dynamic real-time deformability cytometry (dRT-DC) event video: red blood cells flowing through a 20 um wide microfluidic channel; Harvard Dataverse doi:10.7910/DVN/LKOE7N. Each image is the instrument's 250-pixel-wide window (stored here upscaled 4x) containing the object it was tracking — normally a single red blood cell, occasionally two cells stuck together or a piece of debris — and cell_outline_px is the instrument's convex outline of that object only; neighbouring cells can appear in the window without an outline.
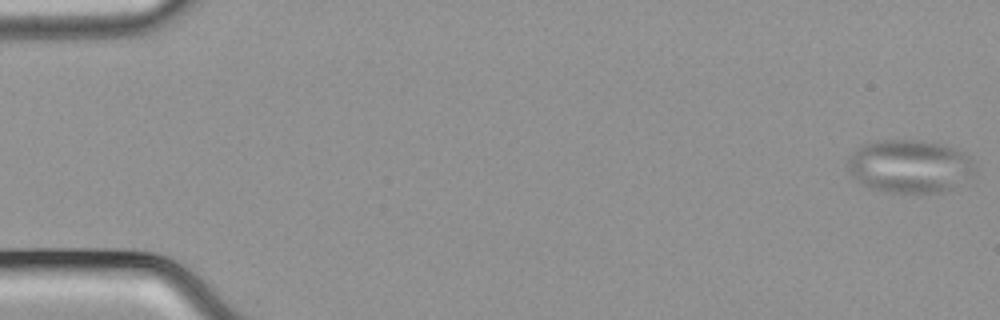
{"species": "common noctule bat (a hibernating species)", "species_latin": "Nyctalus noctula", "temperature_condition": "cold", "stored_images_in_passage": 55, "camera_frame_rate_fps": 3000, "um_per_image_px": 0.085, "animal": {"sex": "male", "body_mass_g": 21.5, "forearm_length_mm": 52.0}, "frame": {"image": 1, "passage_image": 1, "time_ms": 0.0, "image_size_px": [1000, 320], "cell_outline_px": [[976, 168], [972, 172], [952, 188], [940, 192], [888, 192], [872, 188], [864, 184], [852, 176], [848, 172], [848, 160], [856, 148], [860, 144], [876, 140], [920, 140], [940, 144], [952, 148], [968, 156], [972, 160]], "centroid_in_image_um": [77.26, 14.11], "position_along_channel_um": 7.7, "area_um2": 38.78}}
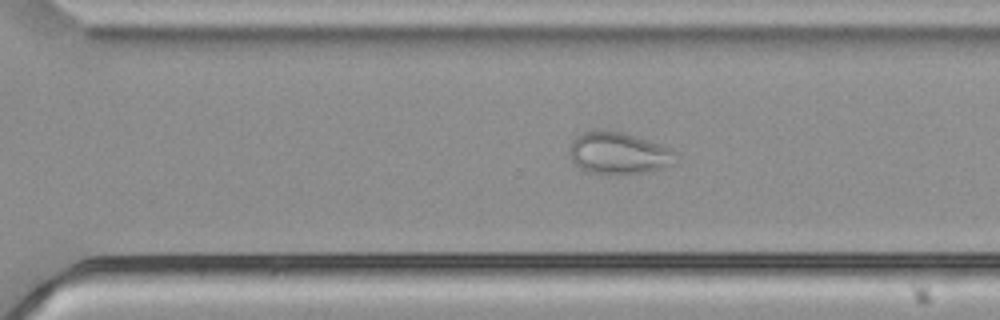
{"frame": {"image": 2, "passage_image": 38, "time_ms": 12.333, "image_size_px": [1000, 320], "cell_outline_px": [[676, 164], [652, 172], [588, 172], [580, 168], [572, 160], [568, 152], [568, 148], [572, 140], [576, 136], [592, 128], [604, 128], [624, 132], [660, 144], [676, 152]], "centroid_in_image_um": [52.57, 12.96], "position_along_channel_um": 318.0, "area_um2": 26.18}}
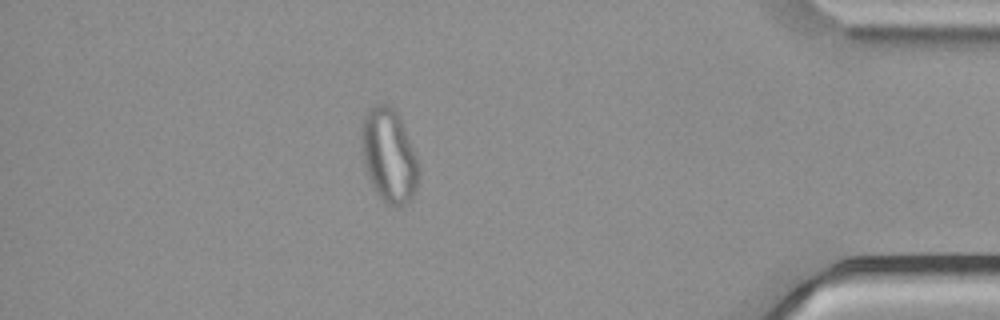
{"frame": {"image": 3, "passage_image": 48, "time_ms": 15.667, "image_size_px": [1000, 320], "cell_outline_px": [[420, 176], [416, 188], [412, 196], [400, 208], [392, 208], [380, 200], [372, 188], [364, 164], [360, 144], [360, 124], [364, 116], [376, 104], [388, 104], [396, 112], [408, 136], [416, 156], [420, 168]], "centroid_in_image_um": [33.04, 13.28], "position_along_channel_um": 402.2, "area_um2": 31.73}}